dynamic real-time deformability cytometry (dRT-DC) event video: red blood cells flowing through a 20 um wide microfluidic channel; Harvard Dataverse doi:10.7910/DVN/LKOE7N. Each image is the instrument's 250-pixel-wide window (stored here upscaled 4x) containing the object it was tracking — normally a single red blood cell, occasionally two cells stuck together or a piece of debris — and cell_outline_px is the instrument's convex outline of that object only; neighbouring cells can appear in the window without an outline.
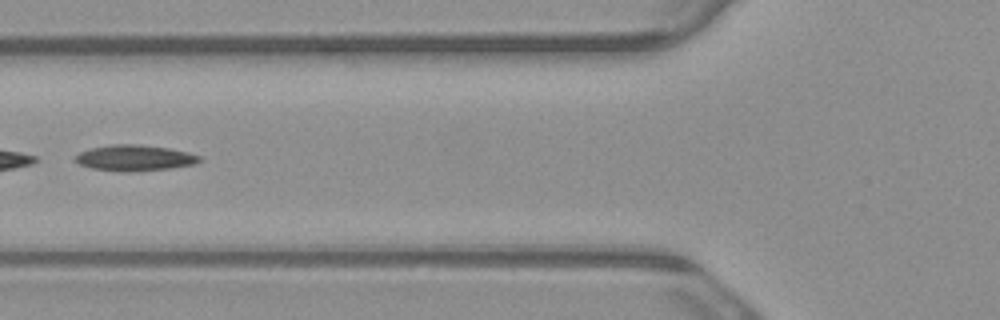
{"species": "common noctule bat (a hibernating species)", "species_latin": "Nyctalus noctula", "temperature_condition": "warm", "stored_images_in_passage": 5, "camera_frame_rate_fps": 3000, "um_per_image_px": 0.085, "animal": {"sex": "male", "body_mass_g": 23.1, "forearm_length_mm": 52.7}, "frame": {"image": 1, "passage_image": 5, "time_ms": 1.333, "image_size_px": [1000, 320], "cell_outline_px": [[200, 160], [196, 164], [168, 168], [128, 172], [124, 172], [92, 168], [80, 164], [76, 160], [76, 156], [80, 152], [88, 148], [112, 144], [140, 144], [168, 148], [188, 152], [200, 156]], "centroid_in_image_um": [11.44, 13.41], "position_along_channel_um": 114.4, "area_um2": 18.61}}